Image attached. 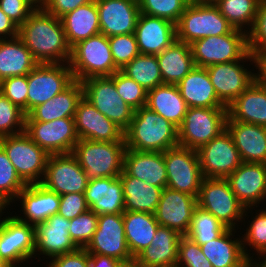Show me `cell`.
<instances>
[{"instance_id": "obj_65", "label": "cell", "mask_w": 266, "mask_h": 267, "mask_svg": "<svg viewBox=\"0 0 266 267\" xmlns=\"http://www.w3.org/2000/svg\"><path fill=\"white\" fill-rule=\"evenodd\" d=\"M0 267H11V266L0 256Z\"/></svg>"}, {"instance_id": "obj_45", "label": "cell", "mask_w": 266, "mask_h": 267, "mask_svg": "<svg viewBox=\"0 0 266 267\" xmlns=\"http://www.w3.org/2000/svg\"><path fill=\"white\" fill-rule=\"evenodd\" d=\"M140 13L160 17L175 25L190 0H138Z\"/></svg>"}, {"instance_id": "obj_40", "label": "cell", "mask_w": 266, "mask_h": 267, "mask_svg": "<svg viewBox=\"0 0 266 267\" xmlns=\"http://www.w3.org/2000/svg\"><path fill=\"white\" fill-rule=\"evenodd\" d=\"M214 4L234 29L248 33L253 27L259 0H218Z\"/></svg>"}, {"instance_id": "obj_30", "label": "cell", "mask_w": 266, "mask_h": 267, "mask_svg": "<svg viewBox=\"0 0 266 267\" xmlns=\"http://www.w3.org/2000/svg\"><path fill=\"white\" fill-rule=\"evenodd\" d=\"M177 86L188 107L227 108L218 99L204 67L195 66Z\"/></svg>"}, {"instance_id": "obj_28", "label": "cell", "mask_w": 266, "mask_h": 267, "mask_svg": "<svg viewBox=\"0 0 266 267\" xmlns=\"http://www.w3.org/2000/svg\"><path fill=\"white\" fill-rule=\"evenodd\" d=\"M123 170L130 176L160 188L167 187L163 152L126 149Z\"/></svg>"}, {"instance_id": "obj_24", "label": "cell", "mask_w": 266, "mask_h": 267, "mask_svg": "<svg viewBox=\"0 0 266 267\" xmlns=\"http://www.w3.org/2000/svg\"><path fill=\"white\" fill-rule=\"evenodd\" d=\"M16 201L21 203L19 204L22 209L20 212L22 211L24 216L15 215V217L21 222L36 226L58 213L60 195L47 189L41 183H37L27 185L22 189Z\"/></svg>"}, {"instance_id": "obj_10", "label": "cell", "mask_w": 266, "mask_h": 267, "mask_svg": "<svg viewBox=\"0 0 266 267\" xmlns=\"http://www.w3.org/2000/svg\"><path fill=\"white\" fill-rule=\"evenodd\" d=\"M81 83L83 97L125 131L132 121L135 110L120 97L114 80L110 76L91 77Z\"/></svg>"}, {"instance_id": "obj_36", "label": "cell", "mask_w": 266, "mask_h": 267, "mask_svg": "<svg viewBox=\"0 0 266 267\" xmlns=\"http://www.w3.org/2000/svg\"><path fill=\"white\" fill-rule=\"evenodd\" d=\"M38 64L18 36L0 39V81L8 77L28 75Z\"/></svg>"}, {"instance_id": "obj_7", "label": "cell", "mask_w": 266, "mask_h": 267, "mask_svg": "<svg viewBox=\"0 0 266 267\" xmlns=\"http://www.w3.org/2000/svg\"><path fill=\"white\" fill-rule=\"evenodd\" d=\"M232 29L215 4L190 2L176 24V40L191 44L204 37L228 34Z\"/></svg>"}, {"instance_id": "obj_56", "label": "cell", "mask_w": 266, "mask_h": 267, "mask_svg": "<svg viewBox=\"0 0 266 267\" xmlns=\"http://www.w3.org/2000/svg\"><path fill=\"white\" fill-rule=\"evenodd\" d=\"M92 1L94 0H46L43 8L49 14L61 18L66 13Z\"/></svg>"}, {"instance_id": "obj_1", "label": "cell", "mask_w": 266, "mask_h": 267, "mask_svg": "<svg viewBox=\"0 0 266 267\" xmlns=\"http://www.w3.org/2000/svg\"><path fill=\"white\" fill-rule=\"evenodd\" d=\"M18 37L39 64L68 63L71 56L61 18L36 8L18 29Z\"/></svg>"}, {"instance_id": "obj_38", "label": "cell", "mask_w": 266, "mask_h": 267, "mask_svg": "<svg viewBox=\"0 0 266 267\" xmlns=\"http://www.w3.org/2000/svg\"><path fill=\"white\" fill-rule=\"evenodd\" d=\"M156 56L163 84L177 85L195 67L190 45L178 40Z\"/></svg>"}, {"instance_id": "obj_41", "label": "cell", "mask_w": 266, "mask_h": 267, "mask_svg": "<svg viewBox=\"0 0 266 267\" xmlns=\"http://www.w3.org/2000/svg\"><path fill=\"white\" fill-rule=\"evenodd\" d=\"M120 71L141 85L147 92L163 84L156 55L139 54Z\"/></svg>"}, {"instance_id": "obj_33", "label": "cell", "mask_w": 266, "mask_h": 267, "mask_svg": "<svg viewBox=\"0 0 266 267\" xmlns=\"http://www.w3.org/2000/svg\"><path fill=\"white\" fill-rule=\"evenodd\" d=\"M227 120L266 127V90L255 81L227 107Z\"/></svg>"}, {"instance_id": "obj_57", "label": "cell", "mask_w": 266, "mask_h": 267, "mask_svg": "<svg viewBox=\"0 0 266 267\" xmlns=\"http://www.w3.org/2000/svg\"><path fill=\"white\" fill-rule=\"evenodd\" d=\"M252 55L254 62L252 67L256 68V71L254 72V81L266 90V50L254 52Z\"/></svg>"}, {"instance_id": "obj_5", "label": "cell", "mask_w": 266, "mask_h": 267, "mask_svg": "<svg viewBox=\"0 0 266 267\" xmlns=\"http://www.w3.org/2000/svg\"><path fill=\"white\" fill-rule=\"evenodd\" d=\"M68 64L74 79L80 82L91 77L112 76L119 71L114 64L108 37L102 33L73 45Z\"/></svg>"}, {"instance_id": "obj_34", "label": "cell", "mask_w": 266, "mask_h": 267, "mask_svg": "<svg viewBox=\"0 0 266 267\" xmlns=\"http://www.w3.org/2000/svg\"><path fill=\"white\" fill-rule=\"evenodd\" d=\"M146 107L179 127L188 105L176 84H162L147 92Z\"/></svg>"}, {"instance_id": "obj_43", "label": "cell", "mask_w": 266, "mask_h": 267, "mask_svg": "<svg viewBox=\"0 0 266 267\" xmlns=\"http://www.w3.org/2000/svg\"><path fill=\"white\" fill-rule=\"evenodd\" d=\"M227 227L211 213L197 207L187 236L202 245L219 237Z\"/></svg>"}, {"instance_id": "obj_47", "label": "cell", "mask_w": 266, "mask_h": 267, "mask_svg": "<svg viewBox=\"0 0 266 267\" xmlns=\"http://www.w3.org/2000/svg\"><path fill=\"white\" fill-rule=\"evenodd\" d=\"M110 77L114 80L120 97L132 109L137 110L146 106L147 91L141 85L128 78L120 70Z\"/></svg>"}, {"instance_id": "obj_12", "label": "cell", "mask_w": 266, "mask_h": 267, "mask_svg": "<svg viewBox=\"0 0 266 267\" xmlns=\"http://www.w3.org/2000/svg\"><path fill=\"white\" fill-rule=\"evenodd\" d=\"M246 62L254 64L250 51L241 60L206 67L217 97L226 107L254 82L255 70L249 69V65L246 67Z\"/></svg>"}, {"instance_id": "obj_44", "label": "cell", "mask_w": 266, "mask_h": 267, "mask_svg": "<svg viewBox=\"0 0 266 267\" xmlns=\"http://www.w3.org/2000/svg\"><path fill=\"white\" fill-rule=\"evenodd\" d=\"M27 185L18 176L6 152L0 146V198L9 206L17 198L19 192Z\"/></svg>"}, {"instance_id": "obj_52", "label": "cell", "mask_w": 266, "mask_h": 267, "mask_svg": "<svg viewBox=\"0 0 266 267\" xmlns=\"http://www.w3.org/2000/svg\"><path fill=\"white\" fill-rule=\"evenodd\" d=\"M247 38L251 53L266 50V3H259L253 27L247 33Z\"/></svg>"}, {"instance_id": "obj_23", "label": "cell", "mask_w": 266, "mask_h": 267, "mask_svg": "<svg viewBox=\"0 0 266 267\" xmlns=\"http://www.w3.org/2000/svg\"><path fill=\"white\" fill-rule=\"evenodd\" d=\"M100 33L107 37L135 32L140 15L138 0H95Z\"/></svg>"}, {"instance_id": "obj_39", "label": "cell", "mask_w": 266, "mask_h": 267, "mask_svg": "<svg viewBox=\"0 0 266 267\" xmlns=\"http://www.w3.org/2000/svg\"><path fill=\"white\" fill-rule=\"evenodd\" d=\"M61 21L71 47L100 33L99 13L95 0L66 13L61 17Z\"/></svg>"}, {"instance_id": "obj_62", "label": "cell", "mask_w": 266, "mask_h": 267, "mask_svg": "<svg viewBox=\"0 0 266 267\" xmlns=\"http://www.w3.org/2000/svg\"><path fill=\"white\" fill-rule=\"evenodd\" d=\"M9 207L10 206L3 199L0 198V220L2 219V216L4 215L3 213H6L4 212V210H9Z\"/></svg>"}, {"instance_id": "obj_27", "label": "cell", "mask_w": 266, "mask_h": 267, "mask_svg": "<svg viewBox=\"0 0 266 267\" xmlns=\"http://www.w3.org/2000/svg\"><path fill=\"white\" fill-rule=\"evenodd\" d=\"M226 129L231 134L242 162L266 164L265 126L238 121H226Z\"/></svg>"}, {"instance_id": "obj_18", "label": "cell", "mask_w": 266, "mask_h": 267, "mask_svg": "<svg viewBox=\"0 0 266 267\" xmlns=\"http://www.w3.org/2000/svg\"><path fill=\"white\" fill-rule=\"evenodd\" d=\"M85 249L89 254L111 256L119 261L133 259L125 238L123 213L98 215L97 229Z\"/></svg>"}, {"instance_id": "obj_37", "label": "cell", "mask_w": 266, "mask_h": 267, "mask_svg": "<svg viewBox=\"0 0 266 267\" xmlns=\"http://www.w3.org/2000/svg\"><path fill=\"white\" fill-rule=\"evenodd\" d=\"M125 238L130 253L136 258L151 245L157 228L160 226L155 214L147 212L125 211L123 213Z\"/></svg>"}, {"instance_id": "obj_49", "label": "cell", "mask_w": 266, "mask_h": 267, "mask_svg": "<svg viewBox=\"0 0 266 267\" xmlns=\"http://www.w3.org/2000/svg\"><path fill=\"white\" fill-rule=\"evenodd\" d=\"M108 40L114 64L119 70L140 54L134 33L114 35Z\"/></svg>"}, {"instance_id": "obj_48", "label": "cell", "mask_w": 266, "mask_h": 267, "mask_svg": "<svg viewBox=\"0 0 266 267\" xmlns=\"http://www.w3.org/2000/svg\"><path fill=\"white\" fill-rule=\"evenodd\" d=\"M98 225V215L91 209L70 220L68 232L78 248H85L91 241Z\"/></svg>"}, {"instance_id": "obj_9", "label": "cell", "mask_w": 266, "mask_h": 267, "mask_svg": "<svg viewBox=\"0 0 266 267\" xmlns=\"http://www.w3.org/2000/svg\"><path fill=\"white\" fill-rule=\"evenodd\" d=\"M227 108L189 107L178 127L179 145L197 150L226 129Z\"/></svg>"}, {"instance_id": "obj_11", "label": "cell", "mask_w": 266, "mask_h": 267, "mask_svg": "<svg viewBox=\"0 0 266 267\" xmlns=\"http://www.w3.org/2000/svg\"><path fill=\"white\" fill-rule=\"evenodd\" d=\"M167 188L198 197L203 175L195 149L180 145L163 152Z\"/></svg>"}, {"instance_id": "obj_8", "label": "cell", "mask_w": 266, "mask_h": 267, "mask_svg": "<svg viewBox=\"0 0 266 267\" xmlns=\"http://www.w3.org/2000/svg\"><path fill=\"white\" fill-rule=\"evenodd\" d=\"M189 45L195 66L204 68L241 60L249 52L247 33L234 28L228 34L204 37Z\"/></svg>"}, {"instance_id": "obj_32", "label": "cell", "mask_w": 266, "mask_h": 267, "mask_svg": "<svg viewBox=\"0 0 266 267\" xmlns=\"http://www.w3.org/2000/svg\"><path fill=\"white\" fill-rule=\"evenodd\" d=\"M82 97V83L75 80L64 91L33 108L26 115L25 121L51 122L62 118H74L77 104Z\"/></svg>"}, {"instance_id": "obj_63", "label": "cell", "mask_w": 266, "mask_h": 267, "mask_svg": "<svg viewBox=\"0 0 266 267\" xmlns=\"http://www.w3.org/2000/svg\"><path fill=\"white\" fill-rule=\"evenodd\" d=\"M31 2L36 8H43L46 0H28Z\"/></svg>"}, {"instance_id": "obj_13", "label": "cell", "mask_w": 266, "mask_h": 267, "mask_svg": "<svg viewBox=\"0 0 266 267\" xmlns=\"http://www.w3.org/2000/svg\"><path fill=\"white\" fill-rule=\"evenodd\" d=\"M27 114L68 88L74 76L68 63L38 64L28 75Z\"/></svg>"}, {"instance_id": "obj_15", "label": "cell", "mask_w": 266, "mask_h": 267, "mask_svg": "<svg viewBox=\"0 0 266 267\" xmlns=\"http://www.w3.org/2000/svg\"><path fill=\"white\" fill-rule=\"evenodd\" d=\"M196 151L204 178L226 179L243 163L227 129Z\"/></svg>"}, {"instance_id": "obj_51", "label": "cell", "mask_w": 266, "mask_h": 267, "mask_svg": "<svg viewBox=\"0 0 266 267\" xmlns=\"http://www.w3.org/2000/svg\"><path fill=\"white\" fill-rule=\"evenodd\" d=\"M0 92L27 115V75L8 77L0 81Z\"/></svg>"}, {"instance_id": "obj_22", "label": "cell", "mask_w": 266, "mask_h": 267, "mask_svg": "<svg viewBox=\"0 0 266 267\" xmlns=\"http://www.w3.org/2000/svg\"><path fill=\"white\" fill-rule=\"evenodd\" d=\"M226 180L237 199L248 207L266 201V164L243 162Z\"/></svg>"}, {"instance_id": "obj_35", "label": "cell", "mask_w": 266, "mask_h": 267, "mask_svg": "<svg viewBox=\"0 0 266 267\" xmlns=\"http://www.w3.org/2000/svg\"><path fill=\"white\" fill-rule=\"evenodd\" d=\"M119 177L123 185L125 211L155 214L164 188L147 184L124 170Z\"/></svg>"}, {"instance_id": "obj_26", "label": "cell", "mask_w": 266, "mask_h": 267, "mask_svg": "<svg viewBox=\"0 0 266 267\" xmlns=\"http://www.w3.org/2000/svg\"><path fill=\"white\" fill-rule=\"evenodd\" d=\"M84 196L89 209L97 215L125 212L123 185L119 176L89 180Z\"/></svg>"}, {"instance_id": "obj_14", "label": "cell", "mask_w": 266, "mask_h": 267, "mask_svg": "<svg viewBox=\"0 0 266 267\" xmlns=\"http://www.w3.org/2000/svg\"><path fill=\"white\" fill-rule=\"evenodd\" d=\"M9 215L0 220V256L11 267H25L34 258L35 226Z\"/></svg>"}, {"instance_id": "obj_46", "label": "cell", "mask_w": 266, "mask_h": 267, "mask_svg": "<svg viewBox=\"0 0 266 267\" xmlns=\"http://www.w3.org/2000/svg\"><path fill=\"white\" fill-rule=\"evenodd\" d=\"M26 114L0 92V138L24 132Z\"/></svg>"}, {"instance_id": "obj_64", "label": "cell", "mask_w": 266, "mask_h": 267, "mask_svg": "<svg viewBox=\"0 0 266 267\" xmlns=\"http://www.w3.org/2000/svg\"><path fill=\"white\" fill-rule=\"evenodd\" d=\"M218 0H190L192 3H198V4H214Z\"/></svg>"}, {"instance_id": "obj_2", "label": "cell", "mask_w": 266, "mask_h": 267, "mask_svg": "<svg viewBox=\"0 0 266 267\" xmlns=\"http://www.w3.org/2000/svg\"><path fill=\"white\" fill-rule=\"evenodd\" d=\"M126 149L164 152L179 145L178 127L146 106L134 111L124 131Z\"/></svg>"}, {"instance_id": "obj_54", "label": "cell", "mask_w": 266, "mask_h": 267, "mask_svg": "<svg viewBox=\"0 0 266 267\" xmlns=\"http://www.w3.org/2000/svg\"><path fill=\"white\" fill-rule=\"evenodd\" d=\"M0 8L18 27L36 9L28 0H0Z\"/></svg>"}, {"instance_id": "obj_16", "label": "cell", "mask_w": 266, "mask_h": 267, "mask_svg": "<svg viewBox=\"0 0 266 267\" xmlns=\"http://www.w3.org/2000/svg\"><path fill=\"white\" fill-rule=\"evenodd\" d=\"M24 132L49 155L72 153L79 140L74 118L51 122L25 121Z\"/></svg>"}, {"instance_id": "obj_50", "label": "cell", "mask_w": 266, "mask_h": 267, "mask_svg": "<svg viewBox=\"0 0 266 267\" xmlns=\"http://www.w3.org/2000/svg\"><path fill=\"white\" fill-rule=\"evenodd\" d=\"M176 267H212L201 247L187 235L181 236L178 243Z\"/></svg>"}, {"instance_id": "obj_61", "label": "cell", "mask_w": 266, "mask_h": 267, "mask_svg": "<svg viewBox=\"0 0 266 267\" xmlns=\"http://www.w3.org/2000/svg\"><path fill=\"white\" fill-rule=\"evenodd\" d=\"M252 262L256 265V267H266V251L256 257Z\"/></svg>"}, {"instance_id": "obj_55", "label": "cell", "mask_w": 266, "mask_h": 267, "mask_svg": "<svg viewBox=\"0 0 266 267\" xmlns=\"http://www.w3.org/2000/svg\"><path fill=\"white\" fill-rule=\"evenodd\" d=\"M49 260L46 267H89V253L85 248H78L74 252L61 254Z\"/></svg>"}, {"instance_id": "obj_29", "label": "cell", "mask_w": 266, "mask_h": 267, "mask_svg": "<svg viewBox=\"0 0 266 267\" xmlns=\"http://www.w3.org/2000/svg\"><path fill=\"white\" fill-rule=\"evenodd\" d=\"M235 233L237 229L227 228L216 239L200 245L212 267H246L251 262L244 253L242 236L237 234L236 238Z\"/></svg>"}, {"instance_id": "obj_67", "label": "cell", "mask_w": 266, "mask_h": 267, "mask_svg": "<svg viewBox=\"0 0 266 267\" xmlns=\"http://www.w3.org/2000/svg\"><path fill=\"white\" fill-rule=\"evenodd\" d=\"M259 3H266V0H259Z\"/></svg>"}, {"instance_id": "obj_25", "label": "cell", "mask_w": 266, "mask_h": 267, "mask_svg": "<svg viewBox=\"0 0 266 267\" xmlns=\"http://www.w3.org/2000/svg\"><path fill=\"white\" fill-rule=\"evenodd\" d=\"M134 34L140 54L158 55L176 40V25L160 17L140 13Z\"/></svg>"}, {"instance_id": "obj_66", "label": "cell", "mask_w": 266, "mask_h": 267, "mask_svg": "<svg viewBox=\"0 0 266 267\" xmlns=\"http://www.w3.org/2000/svg\"><path fill=\"white\" fill-rule=\"evenodd\" d=\"M246 267H256V265L253 262H250Z\"/></svg>"}, {"instance_id": "obj_60", "label": "cell", "mask_w": 266, "mask_h": 267, "mask_svg": "<svg viewBox=\"0 0 266 267\" xmlns=\"http://www.w3.org/2000/svg\"><path fill=\"white\" fill-rule=\"evenodd\" d=\"M116 267H143L136 258L127 261H120Z\"/></svg>"}, {"instance_id": "obj_3", "label": "cell", "mask_w": 266, "mask_h": 267, "mask_svg": "<svg viewBox=\"0 0 266 267\" xmlns=\"http://www.w3.org/2000/svg\"><path fill=\"white\" fill-rule=\"evenodd\" d=\"M197 204L227 228L237 230L240 229V222L246 223V217L253 215L252 212L255 210L254 207L245 208L231 190L228 181L220 178H203ZM249 213L251 214L248 215Z\"/></svg>"}, {"instance_id": "obj_4", "label": "cell", "mask_w": 266, "mask_h": 267, "mask_svg": "<svg viewBox=\"0 0 266 267\" xmlns=\"http://www.w3.org/2000/svg\"><path fill=\"white\" fill-rule=\"evenodd\" d=\"M125 142H100L79 139L72 154L86 177L91 179L118 177L123 172Z\"/></svg>"}, {"instance_id": "obj_42", "label": "cell", "mask_w": 266, "mask_h": 267, "mask_svg": "<svg viewBox=\"0 0 266 267\" xmlns=\"http://www.w3.org/2000/svg\"><path fill=\"white\" fill-rule=\"evenodd\" d=\"M251 223L250 220L247 222V227L244 231H246L242 235V244L243 250L246 257L252 262L254 260L253 257L256 258L261 255L263 252L266 251V207L264 204V208L261 210H255V216H251ZM249 248H253L252 250ZM251 251H255L254 253H250ZM252 255V256H251Z\"/></svg>"}, {"instance_id": "obj_59", "label": "cell", "mask_w": 266, "mask_h": 267, "mask_svg": "<svg viewBox=\"0 0 266 267\" xmlns=\"http://www.w3.org/2000/svg\"><path fill=\"white\" fill-rule=\"evenodd\" d=\"M119 260L101 254H89V267H116Z\"/></svg>"}, {"instance_id": "obj_17", "label": "cell", "mask_w": 266, "mask_h": 267, "mask_svg": "<svg viewBox=\"0 0 266 267\" xmlns=\"http://www.w3.org/2000/svg\"><path fill=\"white\" fill-rule=\"evenodd\" d=\"M88 182L85 171L72 153L49 155L45 175L41 182L47 189L60 196L69 193H84Z\"/></svg>"}, {"instance_id": "obj_6", "label": "cell", "mask_w": 266, "mask_h": 267, "mask_svg": "<svg viewBox=\"0 0 266 267\" xmlns=\"http://www.w3.org/2000/svg\"><path fill=\"white\" fill-rule=\"evenodd\" d=\"M0 146L26 185L42 182L49 154L25 132L1 137Z\"/></svg>"}, {"instance_id": "obj_21", "label": "cell", "mask_w": 266, "mask_h": 267, "mask_svg": "<svg viewBox=\"0 0 266 267\" xmlns=\"http://www.w3.org/2000/svg\"><path fill=\"white\" fill-rule=\"evenodd\" d=\"M69 227L70 220L58 213L36 225L34 259L39 260V256L44 255L47 262L49 258L76 251L78 247L71 240Z\"/></svg>"}, {"instance_id": "obj_20", "label": "cell", "mask_w": 266, "mask_h": 267, "mask_svg": "<svg viewBox=\"0 0 266 267\" xmlns=\"http://www.w3.org/2000/svg\"><path fill=\"white\" fill-rule=\"evenodd\" d=\"M74 122L79 139L125 142L124 130L100 113L84 97L77 104Z\"/></svg>"}, {"instance_id": "obj_31", "label": "cell", "mask_w": 266, "mask_h": 267, "mask_svg": "<svg viewBox=\"0 0 266 267\" xmlns=\"http://www.w3.org/2000/svg\"><path fill=\"white\" fill-rule=\"evenodd\" d=\"M182 235L171 228L159 226L151 245L137 257L143 267H176L178 243Z\"/></svg>"}, {"instance_id": "obj_53", "label": "cell", "mask_w": 266, "mask_h": 267, "mask_svg": "<svg viewBox=\"0 0 266 267\" xmlns=\"http://www.w3.org/2000/svg\"><path fill=\"white\" fill-rule=\"evenodd\" d=\"M89 209L84 193H69L60 196L58 214L71 220Z\"/></svg>"}, {"instance_id": "obj_19", "label": "cell", "mask_w": 266, "mask_h": 267, "mask_svg": "<svg viewBox=\"0 0 266 267\" xmlns=\"http://www.w3.org/2000/svg\"><path fill=\"white\" fill-rule=\"evenodd\" d=\"M197 207V197L166 187L162 190L155 218L160 226L171 228L184 236L189 232Z\"/></svg>"}, {"instance_id": "obj_58", "label": "cell", "mask_w": 266, "mask_h": 267, "mask_svg": "<svg viewBox=\"0 0 266 267\" xmlns=\"http://www.w3.org/2000/svg\"><path fill=\"white\" fill-rule=\"evenodd\" d=\"M19 27L0 8V39L18 36Z\"/></svg>"}]
</instances>
